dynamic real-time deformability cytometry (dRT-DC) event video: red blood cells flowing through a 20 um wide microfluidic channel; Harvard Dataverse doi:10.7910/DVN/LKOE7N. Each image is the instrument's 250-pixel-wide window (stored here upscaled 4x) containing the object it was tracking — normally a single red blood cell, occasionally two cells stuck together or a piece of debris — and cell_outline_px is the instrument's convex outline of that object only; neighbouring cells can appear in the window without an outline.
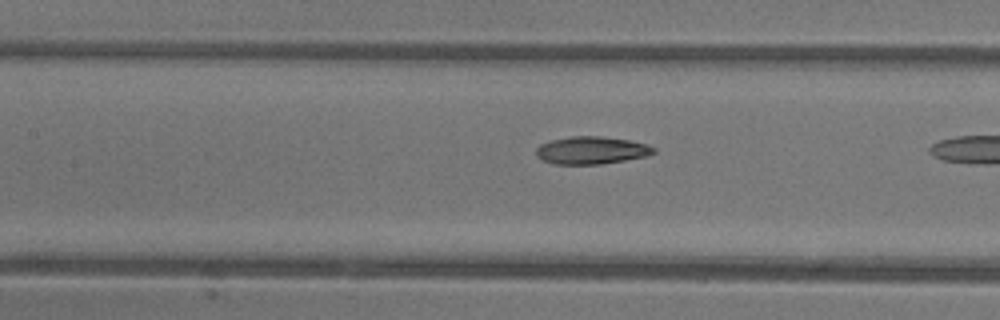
{"species": "common noctule bat (a hibernating species)", "species_latin": "Nyctalus noctula", "temperature_condition": "warm", "stored_images_in_passage": 14, "camera_frame_rate_fps": 3000, "um_per_image_px": 0.085, "animal": {"sex": "female"}, "frame": {"image": 1, "passage_image": 7, "time_ms": 2.0, "image_size_px": [1000, 320], "cell_outline_px": [[656, 152], [648, 156], [600, 164], [556, 164], [544, 160], [536, 156], [536, 148], [540, 144], [552, 140], [572, 136], [600, 136], [628, 140], [648, 144], [656, 148]], "centroid_in_image_um": [50.3, 12.77], "position_along_channel_um": 157.1, "area_um2": 18.84}}
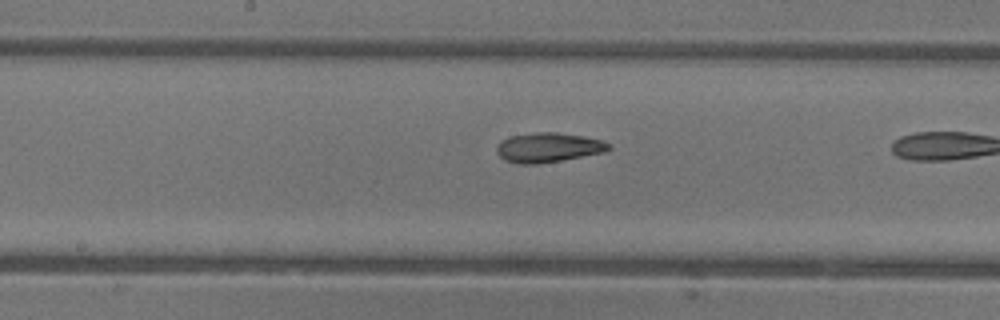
{"frame": {"image": 2, "passage_image": 10, "time_ms": 3.0, "image_size_px": [1000, 320], "cell_outline_px": [[612, 148], [604, 152], [560, 160], [536, 164], [516, 164], [504, 160], [496, 152], [496, 148], [500, 140], [512, 136], [536, 132], [556, 132], [584, 136], [600, 140], [612, 144]], "centroid_in_image_um": [46.59, 12.53], "position_along_channel_um": 201.6, "area_um2": 19.31}}